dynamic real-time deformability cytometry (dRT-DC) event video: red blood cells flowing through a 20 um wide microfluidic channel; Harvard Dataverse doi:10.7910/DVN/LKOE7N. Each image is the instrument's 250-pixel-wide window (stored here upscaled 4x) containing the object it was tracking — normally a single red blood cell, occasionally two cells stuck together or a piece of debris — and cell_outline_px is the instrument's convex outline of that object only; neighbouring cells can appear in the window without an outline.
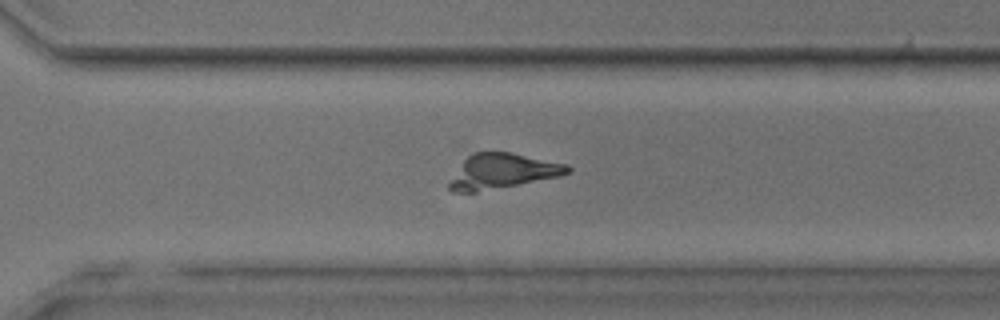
{"species": "common noctule bat (a hibernating species)", "species_latin": "Nyctalus noctula", "temperature_condition": "room temperature", "stored_images_in_passage": 55, "camera_frame_rate_fps": 3000, "um_per_image_px": 0.085, "animal": {"sex": "male", "body_mass_g": 17.9, "forearm_length_mm": 54.2}, "frame": {"image": 1, "passage_image": 39, "time_ms": 12.667, "image_size_px": [1000, 320], "cell_outline_px": [[572, 172], [560, 176], [476, 192], [452, 192], [448, 188], [448, 184], [464, 160], [472, 152], [512, 152], [568, 164], [572, 168]], "centroid_in_image_um": [42.74, 14.55], "position_along_channel_um": 327.9, "area_um2": 23.99}}
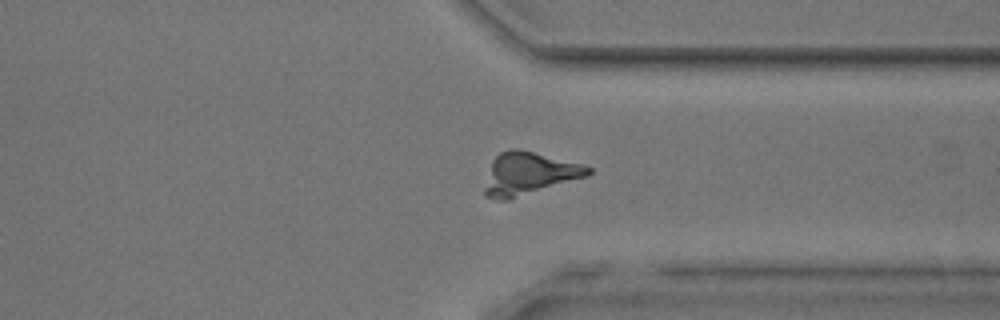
{"frame": {"image": 2, "passage_image": 42, "time_ms": 13.667, "image_size_px": [1000, 320], "cell_outline_px": [[592, 172], [588, 176], [508, 200], [496, 200], [484, 196], [484, 188], [492, 160], [500, 152], [508, 148], [520, 148], [584, 164], [592, 168]], "centroid_in_image_um": [44.96, 14.74], "position_along_channel_um": 366.4, "area_um2": 25.89}}
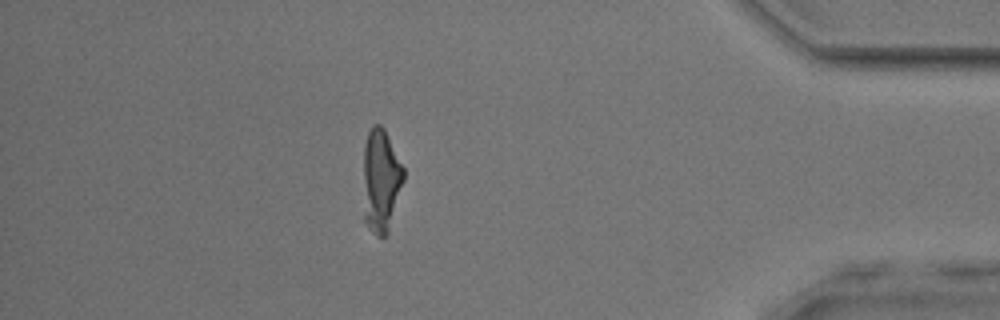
{"frame": {"image": 3, "passage_image": 48, "time_ms": 15.667, "image_size_px": [1000, 320], "cell_outline_px": [[404, 180], [388, 232], [384, 236], [376, 236], [372, 232], [364, 220], [364, 144], [368, 132], [372, 124], [380, 124], [384, 128], [404, 168]], "centroid_in_image_um": [32.38, 15.33], "position_along_channel_um": 402.8, "area_um2": 24.16}, "authors_computed_cell_mechanics": {"area_um2": 23.0622, "velocity_mm_per_s": 3.7771, "shape_relaxation_time_tau1_ms": null, "shape_relaxation_time_tau2_ms": 3.0694, "deformation_change_tau1": null, "deformation_change_tau2": 0.2233}}